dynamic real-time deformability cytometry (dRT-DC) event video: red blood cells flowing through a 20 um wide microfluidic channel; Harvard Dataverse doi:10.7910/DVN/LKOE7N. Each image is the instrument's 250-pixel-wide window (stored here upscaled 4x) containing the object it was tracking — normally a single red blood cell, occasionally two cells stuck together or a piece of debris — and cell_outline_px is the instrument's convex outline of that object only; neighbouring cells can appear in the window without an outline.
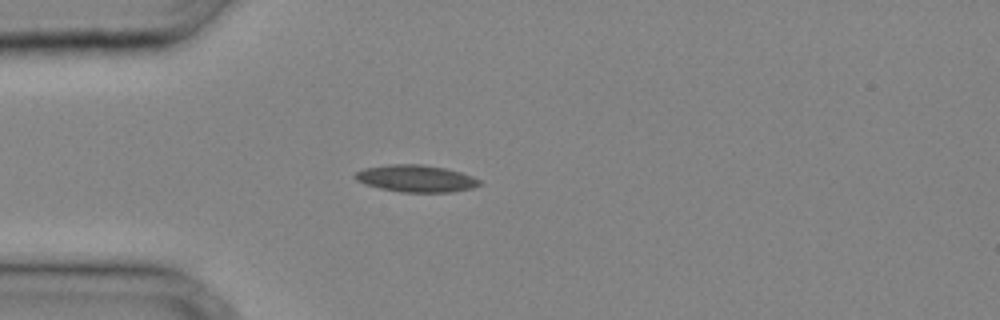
{"species": "common noctule bat (a hibernating species)", "species_latin": "Nyctalus noctula", "temperature_condition": "cold", "stored_images_in_passage": 25, "camera_frame_rate_fps": 3000, "um_per_image_px": 0.085, "animal": {"sex": "male", "body_mass_g": 20.4}, "frame": {"image": 1, "passage_image": 1, "time_ms": 0.0, "image_size_px": [1000, 320], "cell_outline_px": [[484, 184], [472, 188], [452, 192], [400, 192], [380, 188], [364, 184], [356, 180], [352, 176], [356, 172], [364, 168], [392, 164], [420, 164], [444, 168], [460, 172], [472, 176], [480, 180]], "centroid_in_image_um": [35.36, 15.18], "position_along_channel_um": 49.6, "area_um2": 19.65}}
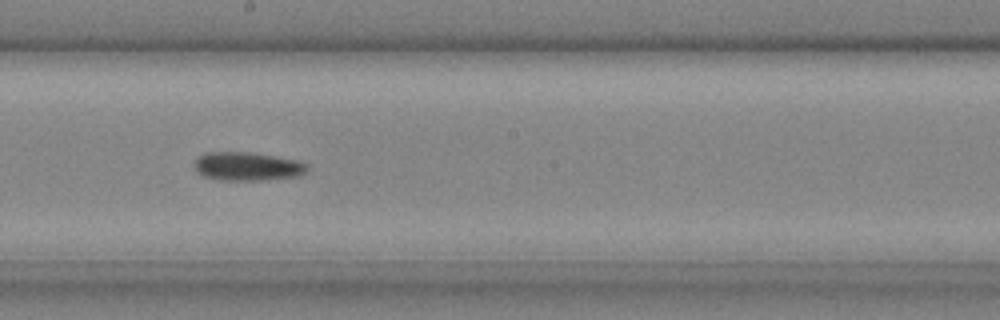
{"frame": {"image": 2, "passage_image": 11, "time_ms": 3.333, "image_size_px": [1000, 320], "cell_outline_px": [[308, 168], [304, 172], [296, 176], [260, 180], [224, 180], [204, 176], [196, 172], [192, 164], [204, 152], [252, 152], [300, 160], [308, 164]], "centroid_in_image_um": [21.01, 14.12], "position_along_channel_um": 227.2, "area_um2": 18.84}}
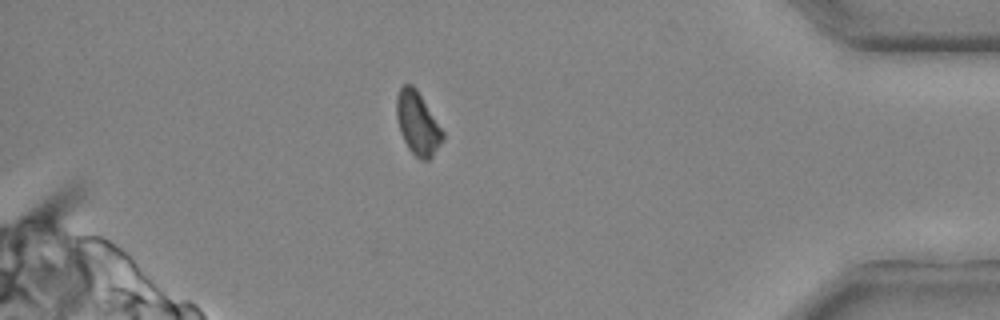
{"frame": {"image": 3, "passage_image": 22, "time_ms": 7.0, "image_size_px": [1000, 320], "cell_outline_px": [[444, 140], [432, 156], [428, 160], [420, 160], [408, 148], [400, 132], [396, 116], [396, 96], [400, 88], [404, 84], [412, 84], [416, 88], [444, 132]], "centroid_in_image_um": [35.49, 10.48], "position_along_channel_um": 399.7, "area_um2": 16.94}}